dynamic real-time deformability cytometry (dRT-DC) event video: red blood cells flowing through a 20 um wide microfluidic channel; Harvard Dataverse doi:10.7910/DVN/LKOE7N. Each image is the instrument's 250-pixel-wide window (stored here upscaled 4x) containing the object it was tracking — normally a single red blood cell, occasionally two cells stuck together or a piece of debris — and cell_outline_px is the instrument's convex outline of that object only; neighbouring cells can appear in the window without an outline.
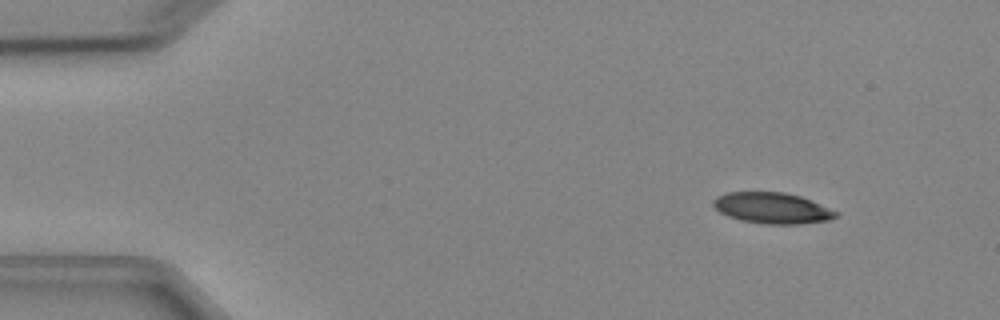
{"species": "Egyptian fruit bat (a non-hibernating species)", "species_latin": "Rousettus aegyptiacus", "temperature_condition": "cold", "stored_images_in_passage": 1, "camera_frame_rate_fps": 3000, "um_per_image_px": 0.085, "animal": {"sex": "female"}, "frame": {"image": 1, "passage_image": 1, "time_ms": 0.0, "image_size_px": [1000, 320], "cell_outline_px": [[840, 212], [836, 216], [828, 220], [800, 224], [764, 224], [740, 220], [728, 216], [720, 212], [712, 204], [712, 200], [716, 196], [724, 192], [784, 192], [800, 196]], "centroid_in_image_um": [65.61, 17.68], "position_along_channel_um": 19.4, "area_um2": 22.2}}